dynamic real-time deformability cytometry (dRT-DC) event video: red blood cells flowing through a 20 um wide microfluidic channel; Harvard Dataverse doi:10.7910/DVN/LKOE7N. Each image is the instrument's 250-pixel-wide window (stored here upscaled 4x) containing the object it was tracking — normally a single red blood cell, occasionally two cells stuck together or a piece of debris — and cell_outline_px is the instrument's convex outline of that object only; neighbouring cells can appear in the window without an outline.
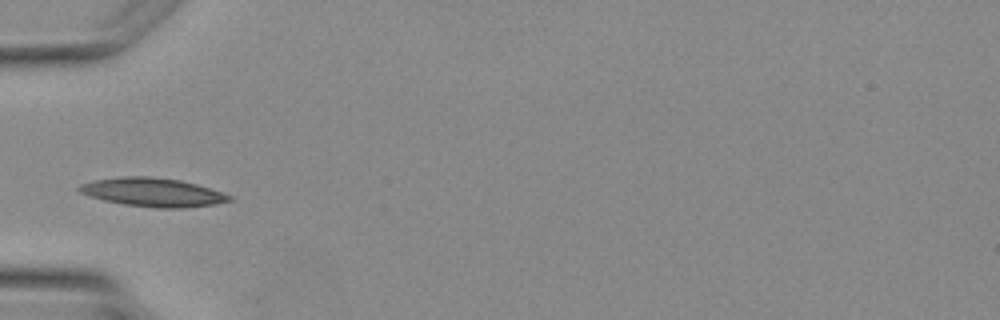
{"species": "Egyptian fruit bat (a non-hibernating species)", "species_latin": "Rousettus aegyptiacus", "temperature_condition": "warm", "stored_images_in_passage": 3, "camera_frame_rate_fps": 3000, "um_per_image_px": 0.085, "animal": {"sex": "female"}, "frame": {"image": 1, "passage_image": 3, "time_ms": 2.333, "image_size_px": [1000, 320], "cell_outline_px": [[236, 200], [216, 204], [184, 208], [156, 208], [124, 204], [104, 200], [88, 196], [80, 192], [76, 188], [80, 184], [96, 180], [124, 176], [152, 176], [180, 180], [196, 184], [224, 192], [232, 196]], "centroid_in_image_um": [13.04, 16.35], "position_along_channel_um": 72.0, "area_um2": 25.26}}